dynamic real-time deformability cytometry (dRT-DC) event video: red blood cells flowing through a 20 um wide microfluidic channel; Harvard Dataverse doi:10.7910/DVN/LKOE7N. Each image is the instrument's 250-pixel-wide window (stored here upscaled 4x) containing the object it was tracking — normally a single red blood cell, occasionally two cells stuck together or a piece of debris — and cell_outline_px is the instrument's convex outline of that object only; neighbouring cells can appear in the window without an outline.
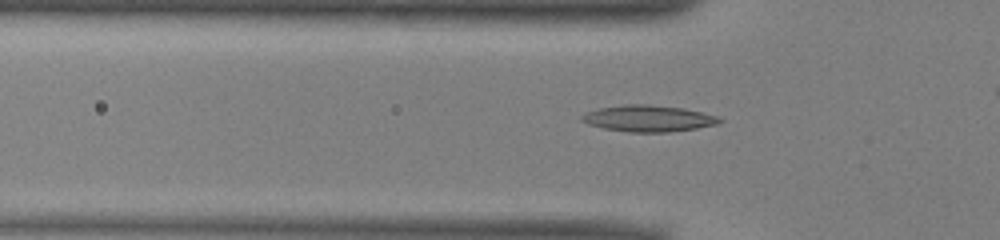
{"species": "common noctule bat (a hibernating species)", "species_latin": "Nyctalus noctula", "temperature_condition": "warm", "stored_images_in_passage": 19, "camera_frame_rate_fps": 3000, "um_per_image_px": 0.085, "animal": {"sex": "male", "body_mass_g": 13.0, "forearm_length_mm": 53.1}, "frame": {"image": 1, "passage_image": 16, "time_ms": 5.0, "image_size_px": [1000, 240], "cell_outline_px": [[724, 120], [720, 124], [696, 128], [668, 132], [628, 132], [604, 128], [588, 124], [580, 120], [580, 116], [584, 112], [600, 108], [624, 104], [648, 104], [684, 108], [716, 116]], "centroid_in_image_um": [55.09, 10.06], "position_along_channel_um": 70.7, "area_um2": 21.27}}